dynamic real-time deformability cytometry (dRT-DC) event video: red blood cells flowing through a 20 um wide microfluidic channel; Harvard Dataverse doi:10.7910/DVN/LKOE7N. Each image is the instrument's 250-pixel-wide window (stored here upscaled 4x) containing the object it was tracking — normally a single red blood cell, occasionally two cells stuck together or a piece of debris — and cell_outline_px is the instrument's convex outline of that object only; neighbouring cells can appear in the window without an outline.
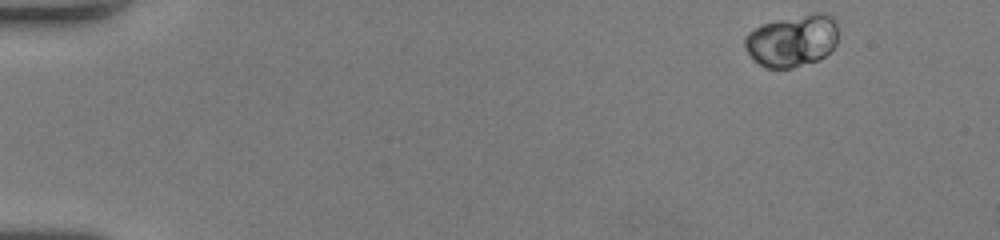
{"species": "human", "species_latin": "Homo sapiens", "temperature_condition": "room temperature", "stored_images_in_passage": 13, "camera_frame_rate_fps": 3000, "um_per_image_px": 0.085, "donor": {"sex": "female"}, "frame": {"image": 1, "passage_image": 1, "time_ms": 0.0, "image_size_px": [1000, 240], "cell_outline_px": [[836, 44], [820, 60], [792, 68], [768, 68], [760, 64], [748, 52], [744, 44], [744, 40], [748, 32], [764, 24], [812, 12], [828, 12], [832, 16], [836, 24]], "centroid_in_image_um": [67.38, 3.45], "position_along_channel_um": 17.6, "area_um2": 28.09}}